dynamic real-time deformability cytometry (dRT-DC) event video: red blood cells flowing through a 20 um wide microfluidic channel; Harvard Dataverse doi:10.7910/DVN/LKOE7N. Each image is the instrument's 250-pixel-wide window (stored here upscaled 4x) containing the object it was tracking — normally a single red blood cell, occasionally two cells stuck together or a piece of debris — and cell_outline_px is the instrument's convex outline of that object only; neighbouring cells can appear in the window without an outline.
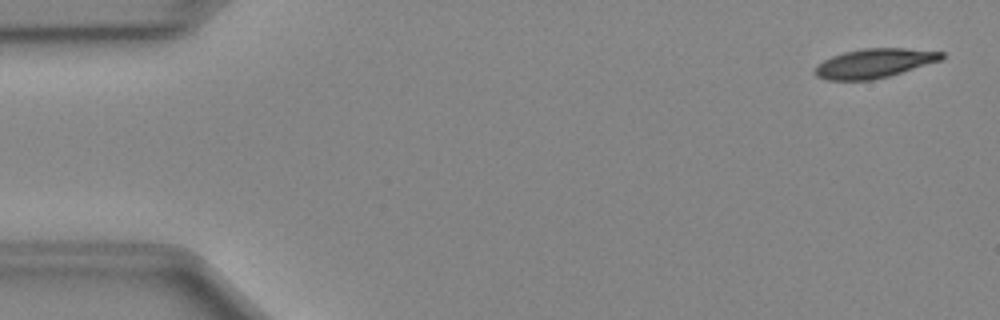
{"species": "Egyptian fruit bat (a non-hibernating species)", "species_latin": "Rousettus aegyptiacus", "temperature_condition": "cold", "stored_images_in_passage": 50, "camera_frame_rate_fps": 3000, "um_per_image_px": 0.085, "animal": {"sex": "female"}, "frame": {"image": 1, "passage_image": 2, "time_ms": 0.333, "image_size_px": [1000, 320], "cell_outline_px": [[944, 56], [940, 60], [888, 76], [872, 80], [828, 80], [816, 76], [816, 64], [832, 56], [844, 52], [864, 48], [904, 48], [944, 52]], "centroid_in_image_um": [74.29, 5.37], "position_along_channel_um": 10.7, "area_um2": 21.27}}
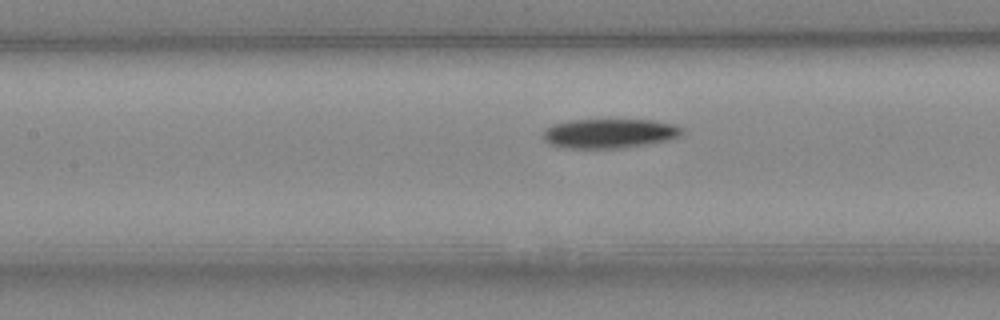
{"frame": {"image": 2, "passage_image": 22, "time_ms": 7.0, "image_size_px": [1000, 320], "cell_outline_px": [[684, 132], [680, 136], [664, 140], [644, 144], [620, 148], [568, 148], [552, 144], [544, 140], [544, 128], [552, 124], [572, 120], [652, 120], [672, 124], [684, 128]], "centroid_in_image_um": [51.79, 11.33], "position_along_channel_um": 155.6, "area_um2": 23.52}}
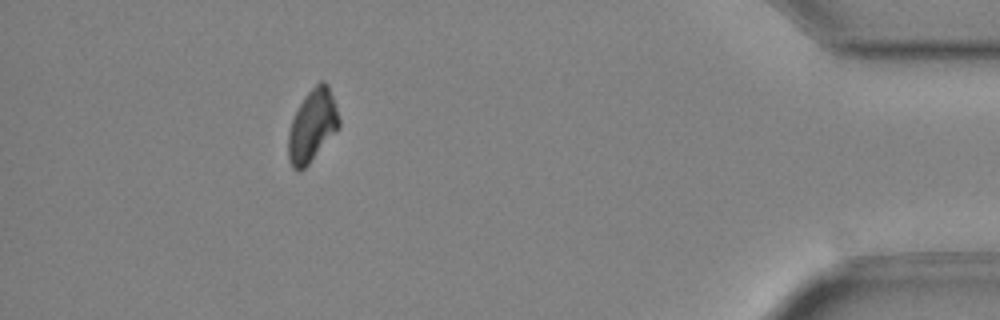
{"frame": {"image": 3, "passage_image": 45, "time_ms": 14.667, "image_size_px": [1000, 320], "cell_outline_px": [[340, 124], [308, 164], [300, 172], [296, 172], [292, 168], [288, 160], [288, 132], [292, 120], [304, 96], [320, 80], [324, 80], [328, 84], [340, 120]], "centroid_in_image_um": [26.51, 10.69], "position_along_channel_um": 408.7, "area_um2": 20.92}, "authors_computed_cell_mechanics": {"area_um2": 22.831, "velocity_mm_per_s": 4.0262, "shape_relaxation_time_tau1_ms": 2.8946, "shape_relaxation_time_tau2_ms": null, "deformation_change_tau1": 0.1279, "deformation_change_tau2": null}}